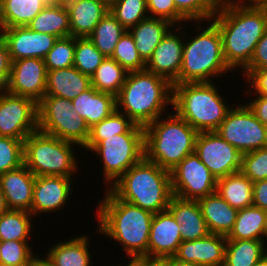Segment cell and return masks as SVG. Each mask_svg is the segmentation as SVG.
<instances>
[{"label":"cell","mask_w":267,"mask_h":266,"mask_svg":"<svg viewBox=\"0 0 267 266\" xmlns=\"http://www.w3.org/2000/svg\"><path fill=\"white\" fill-rule=\"evenodd\" d=\"M211 20L220 31L223 56L228 67L244 70L266 32L267 9L243 7L228 1L221 4Z\"/></svg>","instance_id":"6da1fadb"},{"label":"cell","mask_w":267,"mask_h":266,"mask_svg":"<svg viewBox=\"0 0 267 266\" xmlns=\"http://www.w3.org/2000/svg\"><path fill=\"white\" fill-rule=\"evenodd\" d=\"M97 208L98 233L121 243L128 258L148 255L154 214L117 198L108 188Z\"/></svg>","instance_id":"7a4b0ae2"},{"label":"cell","mask_w":267,"mask_h":266,"mask_svg":"<svg viewBox=\"0 0 267 266\" xmlns=\"http://www.w3.org/2000/svg\"><path fill=\"white\" fill-rule=\"evenodd\" d=\"M172 99L173 85L167 79L147 70L128 72L116 96V110L145 127L165 113Z\"/></svg>","instance_id":"3957f363"},{"label":"cell","mask_w":267,"mask_h":266,"mask_svg":"<svg viewBox=\"0 0 267 266\" xmlns=\"http://www.w3.org/2000/svg\"><path fill=\"white\" fill-rule=\"evenodd\" d=\"M108 188L120 200L153 214L166 210L173 196L170 171L145 157Z\"/></svg>","instance_id":"277c9868"},{"label":"cell","mask_w":267,"mask_h":266,"mask_svg":"<svg viewBox=\"0 0 267 266\" xmlns=\"http://www.w3.org/2000/svg\"><path fill=\"white\" fill-rule=\"evenodd\" d=\"M198 132L175 112L144 127V157L171 171L195 152Z\"/></svg>","instance_id":"5b68a950"},{"label":"cell","mask_w":267,"mask_h":266,"mask_svg":"<svg viewBox=\"0 0 267 266\" xmlns=\"http://www.w3.org/2000/svg\"><path fill=\"white\" fill-rule=\"evenodd\" d=\"M213 83L173 85V111L198 133L216 131L231 109Z\"/></svg>","instance_id":"8992f818"},{"label":"cell","mask_w":267,"mask_h":266,"mask_svg":"<svg viewBox=\"0 0 267 266\" xmlns=\"http://www.w3.org/2000/svg\"><path fill=\"white\" fill-rule=\"evenodd\" d=\"M198 27L201 32L184 43L179 83L212 82L210 78L232 71L223 56L218 27L212 21L205 29Z\"/></svg>","instance_id":"52a82bcc"},{"label":"cell","mask_w":267,"mask_h":266,"mask_svg":"<svg viewBox=\"0 0 267 266\" xmlns=\"http://www.w3.org/2000/svg\"><path fill=\"white\" fill-rule=\"evenodd\" d=\"M74 145L37 130L24 140V165L35 176L74 177L78 168Z\"/></svg>","instance_id":"ba28073f"},{"label":"cell","mask_w":267,"mask_h":266,"mask_svg":"<svg viewBox=\"0 0 267 266\" xmlns=\"http://www.w3.org/2000/svg\"><path fill=\"white\" fill-rule=\"evenodd\" d=\"M91 151L101 158L104 180L111 186L144 158V127L134 124L124 134L105 137Z\"/></svg>","instance_id":"9c48e42d"},{"label":"cell","mask_w":267,"mask_h":266,"mask_svg":"<svg viewBox=\"0 0 267 266\" xmlns=\"http://www.w3.org/2000/svg\"><path fill=\"white\" fill-rule=\"evenodd\" d=\"M38 130L84 148L90 128L73 108L71 100L45 95L37 103Z\"/></svg>","instance_id":"30bf717a"},{"label":"cell","mask_w":267,"mask_h":266,"mask_svg":"<svg viewBox=\"0 0 267 266\" xmlns=\"http://www.w3.org/2000/svg\"><path fill=\"white\" fill-rule=\"evenodd\" d=\"M216 132L242 154L267 147V126L247 104L231 108Z\"/></svg>","instance_id":"8fae6325"},{"label":"cell","mask_w":267,"mask_h":266,"mask_svg":"<svg viewBox=\"0 0 267 266\" xmlns=\"http://www.w3.org/2000/svg\"><path fill=\"white\" fill-rule=\"evenodd\" d=\"M172 194L185 200H198L216 192L217 178L193 152L171 171Z\"/></svg>","instance_id":"7c38bea8"},{"label":"cell","mask_w":267,"mask_h":266,"mask_svg":"<svg viewBox=\"0 0 267 266\" xmlns=\"http://www.w3.org/2000/svg\"><path fill=\"white\" fill-rule=\"evenodd\" d=\"M38 130L37 103L0 90V136L25 140Z\"/></svg>","instance_id":"4fadbf2b"},{"label":"cell","mask_w":267,"mask_h":266,"mask_svg":"<svg viewBox=\"0 0 267 266\" xmlns=\"http://www.w3.org/2000/svg\"><path fill=\"white\" fill-rule=\"evenodd\" d=\"M195 153L217 179L241 170L242 153L216 131L198 133Z\"/></svg>","instance_id":"5bb4252c"},{"label":"cell","mask_w":267,"mask_h":266,"mask_svg":"<svg viewBox=\"0 0 267 266\" xmlns=\"http://www.w3.org/2000/svg\"><path fill=\"white\" fill-rule=\"evenodd\" d=\"M46 83L45 61L40 58H24L11 62L10 77L5 90L38 103L45 96Z\"/></svg>","instance_id":"9a60e30c"},{"label":"cell","mask_w":267,"mask_h":266,"mask_svg":"<svg viewBox=\"0 0 267 266\" xmlns=\"http://www.w3.org/2000/svg\"><path fill=\"white\" fill-rule=\"evenodd\" d=\"M12 61L24 58L45 59L58 39L51 34L31 31L27 26L3 28L0 31Z\"/></svg>","instance_id":"2e32d148"},{"label":"cell","mask_w":267,"mask_h":266,"mask_svg":"<svg viewBox=\"0 0 267 266\" xmlns=\"http://www.w3.org/2000/svg\"><path fill=\"white\" fill-rule=\"evenodd\" d=\"M170 29L146 62L145 70L167 79L172 85L179 84L184 39Z\"/></svg>","instance_id":"e0dca14e"},{"label":"cell","mask_w":267,"mask_h":266,"mask_svg":"<svg viewBox=\"0 0 267 266\" xmlns=\"http://www.w3.org/2000/svg\"><path fill=\"white\" fill-rule=\"evenodd\" d=\"M72 177L36 176L33 188L32 216L62 209L71 193Z\"/></svg>","instance_id":"ac0fdd59"},{"label":"cell","mask_w":267,"mask_h":266,"mask_svg":"<svg viewBox=\"0 0 267 266\" xmlns=\"http://www.w3.org/2000/svg\"><path fill=\"white\" fill-rule=\"evenodd\" d=\"M226 236L209 234L193 241H182L174 259L198 266H224Z\"/></svg>","instance_id":"d6986e66"},{"label":"cell","mask_w":267,"mask_h":266,"mask_svg":"<svg viewBox=\"0 0 267 266\" xmlns=\"http://www.w3.org/2000/svg\"><path fill=\"white\" fill-rule=\"evenodd\" d=\"M180 225L166 209L155 213L151 222L148 256L173 257L181 244Z\"/></svg>","instance_id":"ffe728a7"},{"label":"cell","mask_w":267,"mask_h":266,"mask_svg":"<svg viewBox=\"0 0 267 266\" xmlns=\"http://www.w3.org/2000/svg\"><path fill=\"white\" fill-rule=\"evenodd\" d=\"M35 177L24 164L0 175L8 209L31 211Z\"/></svg>","instance_id":"44dd1931"},{"label":"cell","mask_w":267,"mask_h":266,"mask_svg":"<svg viewBox=\"0 0 267 266\" xmlns=\"http://www.w3.org/2000/svg\"><path fill=\"white\" fill-rule=\"evenodd\" d=\"M167 209L180 225L182 241H193L210 234L197 200H185L173 195Z\"/></svg>","instance_id":"7402d4cb"},{"label":"cell","mask_w":267,"mask_h":266,"mask_svg":"<svg viewBox=\"0 0 267 266\" xmlns=\"http://www.w3.org/2000/svg\"><path fill=\"white\" fill-rule=\"evenodd\" d=\"M70 36L88 38L95 26L109 12V3L103 0H76L67 6Z\"/></svg>","instance_id":"603a6c76"},{"label":"cell","mask_w":267,"mask_h":266,"mask_svg":"<svg viewBox=\"0 0 267 266\" xmlns=\"http://www.w3.org/2000/svg\"><path fill=\"white\" fill-rule=\"evenodd\" d=\"M73 108L91 128L116 110V97L92 86L72 100Z\"/></svg>","instance_id":"cb8c5ba5"},{"label":"cell","mask_w":267,"mask_h":266,"mask_svg":"<svg viewBox=\"0 0 267 266\" xmlns=\"http://www.w3.org/2000/svg\"><path fill=\"white\" fill-rule=\"evenodd\" d=\"M209 232L228 236L233 229L238 210L231 207L216 192L197 200Z\"/></svg>","instance_id":"d4e9b609"},{"label":"cell","mask_w":267,"mask_h":266,"mask_svg":"<svg viewBox=\"0 0 267 266\" xmlns=\"http://www.w3.org/2000/svg\"><path fill=\"white\" fill-rule=\"evenodd\" d=\"M91 87V78L82 74L74 66L47 71L45 95L73 100Z\"/></svg>","instance_id":"484cf974"},{"label":"cell","mask_w":267,"mask_h":266,"mask_svg":"<svg viewBox=\"0 0 267 266\" xmlns=\"http://www.w3.org/2000/svg\"><path fill=\"white\" fill-rule=\"evenodd\" d=\"M173 26L167 20L148 17L128 30L134 39L137 51L145 62Z\"/></svg>","instance_id":"4316f807"},{"label":"cell","mask_w":267,"mask_h":266,"mask_svg":"<svg viewBox=\"0 0 267 266\" xmlns=\"http://www.w3.org/2000/svg\"><path fill=\"white\" fill-rule=\"evenodd\" d=\"M216 193L237 210L253 206V182L241 171L217 179Z\"/></svg>","instance_id":"83f0119b"},{"label":"cell","mask_w":267,"mask_h":266,"mask_svg":"<svg viewBox=\"0 0 267 266\" xmlns=\"http://www.w3.org/2000/svg\"><path fill=\"white\" fill-rule=\"evenodd\" d=\"M31 31L51 34L57 38L70 36L69 13L66 6L50 1L27 25Z\"/></svg>","instance_id":"f1b7e54d"},{"label":"cell","mask_w":267,"mask_h":266,"mask_svg":"<svg viewBox=\"0 0 267 266\" xmlns=\"http://www.w3.org/2000/svg\"><path fill=\"white\" fill-rule=\"evenodd\" d=\"M88 236L82 235L53 245L47 257L56 266H91Z\"/></svg>","instance_id":"f546056e"},{"label":"cell","mask_w":267,"mask_h":266,"mask_svg":"<svg viewBox=\"0 0 267 266\" xmlns=\"http://www.w3.org/2000/svg\"><path fill=\"white\" fill-rule=\"evenodd\" d=\"M267 212L256 206L238 210L236 221L227 240H264Z\"/></svg>","instance_id":"4dcf8cb0"},{"label":"cell","mask_w":267,"mask_h":266,"mask_svg":"<svg viewBox=\"0 0 267 266\" xmlns=\"http://www.w3.org/2000/svg\"><path fill=\"white\" fill-rule=\"evenodd\" d=\"M264 240H227L224 266H254L267 252Z\"/></svg>","instance_id":"1f68e13d"},{"label":"cell","mask_w":267,"mask_h":266,"mask_svg":"<svg viewBox=\"0 0 267 266\" xmlns=\"http://www.w3.org/2000/svg\"><path fill=\"white\" fill-rule=\"evenodd\" d=\"M128 72L113 58L105 57L91 77V86L99 92L119 94Z\"/></svg>","instance_id":"d6a6232c"},{"label":"cell","mask_w":267,"mask_h":266,"mask_svg":"<svg viewBox=\"0 0 267 266\" xmlns=\"http://www.w3.org/2000/svg\"><path fill=\"white\" fill-rule=\"evenodd\" d=\"M51 0H3L4 28L27 26Z\"/></svg>","instance_id":"836d02e7"},{"label":"cell","mask_w":267,"mask_h":266,"mask_svg":"<svg viewBox=\"0 0 267 266\" xmlns=\"http://www.w3.org/2000/svg\"><path fill=\"white\" fill-rule=\"evenodd\" d=\"M126 30L109 11L88 38L105 57H111Z\"/></svg>","instance_id":"e575fe53"},{"label":"cell","mask_w":267,"mask_h":266,"mask_svg":"<svg viewBox=\"0 0 267 266\" xmlns=\"http://www.w3.org/2000/svg\"><path fill=\"white\" fill-rule=\"evenodd\" d=\"M31 217L28 211L8 209L0 216V241L28 242L32 236Z\"/></svg>","instance_id":"d590c367"},{"label":"cell","mask_w":267,"mask_h":266,"mask_svg":"<svg viewBox=\"0 0 267 266\" xmlns=\"http://www.w3.org/2000/svg\"><path fill=\"white\" fill-rule=\"evenodd\" d=\"M134 123L123 113L115 110L109 117L103 119L90 128L88 141L85 144V149L91 151L105 137H111L115 134L126 133Z\"/></svg>","instance_id":"8d00e7d4"},{"label":"cell","mask_w":267,"mask_h":266,"mask_svg":"<svg viewBox=\"0 0 267 266\" xmlns=\"http://www.w3.org/2000/svg\"><path fill=\"white\" fill-rule=\"evenodd\" d=\"M109 11L127 30L149 17L146 0H113Z\"/></svg>","instance_id":"74e56055"},{"label":"cell","mask_w":267,"mask_h":266,"mask_svg":"<svg viewBox=\"0 0 267 266\" xmlns=\"http://www.w3.org/2000/svg\"><path fill=\"white\" fill-rule=\"evenodd\" d=\"M105 56L94 46L89 38H75L73 66L82 74L92 77Z\"/></svg>","instance_id":"f35d334b"},{"label":"cell","mask_w":267,"mask_h":266,"mask_svg":"<svg viewBox=\"0 0 267 266\" xmlns=\"http://www.w3.org/2000/svg\"><path fill=\"white\" fill-rule=\"evenodd\" d=\"M111 58L116 60L127 72L145 70L146 62L137 51L134 39L128 30L116 44Z\"/></svg>","instance_id":"ab89813d"},{"label":"cell","mask_w":267,"mask_h":266,"mask_svg":"<svg viewBox=\"0 0 267 266\" xmlns=\"http://www.w3.org/2000/svg\"><path fill=\"white\" fill-rule=\"evenodd\" d=\"M178 13L186 21H211L214 14L221 6L219 0H174Z\"/></svg>","instance_id":"60d3db41"},{"label":"cell","mask_w":267,"mask_h":266,"mask_svg":"<svg viewBox=\"0 0 267 266\" xmlns=\"http://www.w3.org/2000/svg\"><path fill=\"white\" fill-rule=\"evenodd\" d=\"M74 53L75 37L58 38L44 59L47 71L72 67Z\"/></svg>","instance_id":"b9f144b4"},{"label":"cell","mask_w":267,"mask_h":266,"mask_svg":"<svg viewBox=\"0 0 267 266\" xmlns=\"http://www.w3.org/2000/svg\"><path fill=\"white\" fill-rule=\"evenodd\" d=\"M24 140L0 136V175L24 164Z\"/></svg>","instance_id":"7bdbcfd3"},{"label":"cell","mask_w":267,"mask_h":266,"mask_svg":"<svg viewBox=\"0 0 267 266\" xmlns=\"http://www.w3.org/2000/svg\"><path fill=\"white\" fill-rule=\"evenodd\" d=\"M29 242L0 241V265L14 266L29 262L35 254Z\"/></svg>","instance_id":"ee69618b"},{"label":"cell","mask_w":267,"mask_h":266,"mask_svg":"<svg viewBox=\"0 0 267 266\" xmlns=\"http://www.w3.org/2000/svg\"><path fill=\"white\" fill-rule=\"evenodd\" d=\"M240 171L252 182L267 179V147L242 154Z\"/></svg>","instance_id":"f6af8a7d"},{"label":"cell","mask_w":267,"mask_h":266,"mask_svg":"<svg viewBox=\"0 0 267 266\" xmlns=\"http://www.w3.org/2000/svg\"><path fill=\"white\" fill-rule=\"evenodd\" d=\"M149 17L169 21L171 24L182 27L186 20L178 13L174 0H146ZM152 14V15H151ZM181 24V25H180Z\"/></svg>","instance_id":"bcb514c9"},{"label":"cell","mask_w":267,"mask_h":266,"mask_svg":"<svg viewBox=\"0 0 267 266\" xmlns=\"http://www.w3.org/2000/svg\"><path fill=\"white\" fill-rule=\"evenodd\" d=\"M245 80L255 89V95L267 96V68L244 70Z\"/></svg>","instance_id":"7dc6e473"},{"label":"cell","mask_w":267,"mask_h":266,"mask_svg":"<svg viewBox=\"0 0 267 266\" xmlns=\"http://www.w3.org/2000/svg\"><path fill=\"white\" fill-rule=\"evenodd\" d=\"M267 68V29L258 41L253 57L244 70H255Z\"/></svg>","instance_id":"c3c4849f"},{"label":"cell","mask_w":267,"mask_h":266,"mask_svg":"<svg viewBox=\"0 0 267 266\" xmlns=\"http://www.w3.org/2000/svg\"><path fill=\"white\" fill-rule=\"evenodd\" d=\"M11 70V59L5 40L0 34V90L5 89Z\"/></svg>","instance_id":"681fc988"},{"label":"cell","mask_w":267,"mask_h":266,"mask_svg":"<svg viewBox=\"0 0 267 266\" xmlns=\"http://www.w3.org/2000/svg\"><path fill=\"white\" fill-rule=\"evenodd\" d=\"M253 205L267 212V179L253 182Z\"/></svg>","instance_id":"f907efd6"},{"label":"cell","mask_w":267,"mask_h":266,"mask_svg":"<svg viewBox=\"0 0 267 266\" xmlns=\"http://www.w3.org/2000/svg\"><path fill=\"white\" fill-rule=\"evenodd\" d=\"M255 99L247 103L256 118L265 126H267V96L256 95Z\"/></svg>","instance_id":"816d5d0a"},{"label":"cell","mask_w":267,"mask_h":266,"mask_svg":"<svg viewBox=\"0 0 267 266\" xmlns=\"http://www.w3.org/2000/svg\"><path fill=\"white\" fill-rule=\"evenodd\" d=\"M132 260L138 266H170V257H159V256H137Z\"/></svg>","instance_id":"f5cc1de1"},{"label":"cell","mask_w":267,"mask_h":266,"mask_svg":"<svg viewBox=\"0 0 267 266\" xmlns=\"http://www.w3.org/2000/svg\"><path fill=\"white\" fill-rule=\"evenodd\" d=\"M250 1L246 3L244 0H233L236 4L243 6V7H248V8H265L267 9V0H247Z\"/></svg>","instance_id":"db71d44e"},{"label":"cell","mask_w":267,"mask_h":266,"mask_svg":"<svg viewBox=\"0 0 267 266\" xmlns=\"http://www.w3.org/2000/svg\"><path fill=\"white\" fill-rule=\"evenodd\" d=\"M35 266H56L48 257H39L35 255Z\"/></svg>","instance_id":"11a10c76"},{"label":"cell","mask_w":267,"mask_h":266,"mask_svg":"<svg viewBox=\"0 0 267 266\" xmlns=\"http://www.w3.org/2000/svg\"><path fill=\"white\" fill-rule=\"evenodd\" d=\"M7 210L8 207L6 204L5 196L0 187V216L3 215Z\"/></svg>","instance_id":"9f6ffc18"},{"label":"cell","mask_w":267,"mask_h":266,"mask_svg":"<svg viewBox=\"0 0 267 266\" xmlns=\"http://www.w3.org/2000/svg\"><path fill=\"white\" fill-rule=\"evenodd\" d=\"M170 266H198V265L190 264V263H183V262L177 261L173 257H170Z\"/></svg>","instance_id":"6f0895ef"},{"label":"cell","mask_w":267,"mask_h":266,"mask_svg":"<svg viewBox=\"0 0 267 266\" xmlns=\"http://www.w3.org/2000/svg\"><path fill=\"white\" fill-rule=\"evenodd\" d=\"M4 28L3 0H0V31Z\"/></svg>","instance_id":"680465c9"},{"label":"cell","mask_w":267,"mask_h":266,"mask_svg":"<svg viewBox=\"0 0 267 266\" xmlns=\"http://www.w3.org/2000/svg\"><path fill=\"white\" fill-rule=\"evenodd\" d=\"M254 266H267V253Z\"/></svg>","instance_id":"91938a15"},{"label":"cell","mask_w":267,"mask_h":266,"mask_svg":"<svg viewBox=\"0 0 267 266\" xmlns=\"http://www.w3.org/2000/svg\"><path fill=\"white\" fill-rule=\"evenodd\" d=\"M54 3L61 4L63 6H67L71 2H75L76 0H51Z\"/></svg>","instance_id":"94428289"},{"label":"cell","mask_w":267,"mask_h":266,"mask_svg":"<svg viewBox=\"0 0 267 266\" xmlns=\"http://www.w3.org/2000/svg\"><path fill=\"white\" fill-rule=\"evenodd\" d=\"M14 266H35V255L34 257L27 263L14 265Z\"/></svg>","instance_id":"6125c7cd"},{"label":"cell","mask_w":267,"mask_h":266,"mask_svg":"<svg viewBox=\"0 0 267 266\" xmlns=\"http://www.w3.org/2000/svg\"><path fill=\"white\" fill-rule=\"evenodd\" d=\"M267 240V215H266V221H265V227H264V241Z\"/></svg>","instance_id":"be15d7a7"},{"label":"cell","mask_w":267,"mask_h":266,"mask_svg":"<svg viewBox=\"0 0 267 266\" xmlns=\"http://www.w3.org/2000/svg\"><path fill=\"white\" fill-rule=\"evenodd\" d=\"M115 266V265H114ZM118 266V265H117ZM119 266H121V265H119ZM127 266H138L133 260H131V258H130V261H129V263L127 264Z\"/></svg>","instance_id":"e7e4bbea"},{"label":"cell","mask_w":267,"mask_h":266,"mask_svg":"<svg viewBox=\"0 0 267 266\" xmlns=\"http://www.w3.org/2000/svg\"><path fill=\"white\" fill-rule=\"evenodd\" d=\"M221 3L228 2V1H233V0H219Z\"/></svg>","instance_id":"03108f58"},{"label":"cell","mask_w":267,"mask_h":266,"mask_svg":"<svg viewBox=\"0 0 267 266\" xmlns=\"http://www.w3.org/2000/svg\"><path fill=\"white\" fill-rule=\"evenodd\" d=\"M103 1H105V2L110 4L113 0H103Z\"/></svg>","instance_id":"003e7915"}]
</instances>
